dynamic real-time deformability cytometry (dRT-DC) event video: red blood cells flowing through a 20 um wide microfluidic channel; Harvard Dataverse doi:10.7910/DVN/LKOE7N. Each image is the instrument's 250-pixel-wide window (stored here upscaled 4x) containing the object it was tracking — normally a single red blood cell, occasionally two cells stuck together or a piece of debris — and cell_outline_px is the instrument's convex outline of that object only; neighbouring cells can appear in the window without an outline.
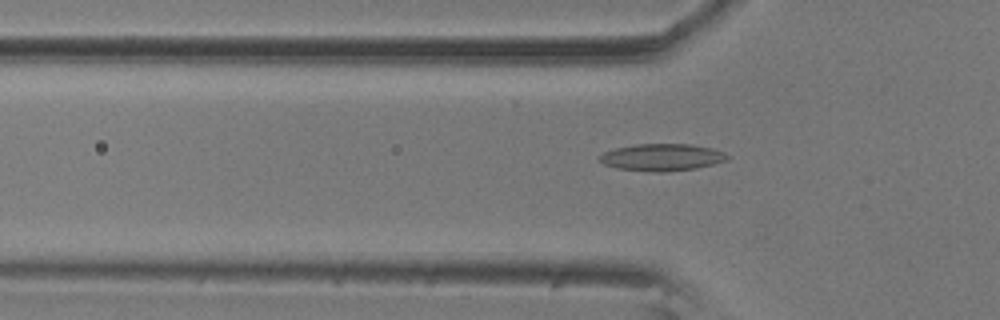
{"species": "common noctule bat (a hibernating species)", "species_latin": "Nyctalus noctula", "temperature_condition": "room temperature", "stored_images_in_passage": 36, "camera_frame_rate_fps": 3000, "um_per_image_px": 0.085, "animal": {"sex": "male", "body_mass_g": 20.5, "forearm_length_mm": 52.5}, "frame": {"image": 1, "passage_image": 8, "time_ms": 2.333, "image_size_px": [1000, 320], "cell_outline_px": [[728, 160], [696, 168], [668, 172], [648, 172], [616, 168], [604, 164], [600, 160], [600, 156], [604, 152], [616, 148], [636, 144], [692, 144], [712, 148], [724, 152], [728, 156]], "centroid_in_image_um": [56.27, 13.37], "position_along_channel_um": 69.5, "area_um2": 20.17}}
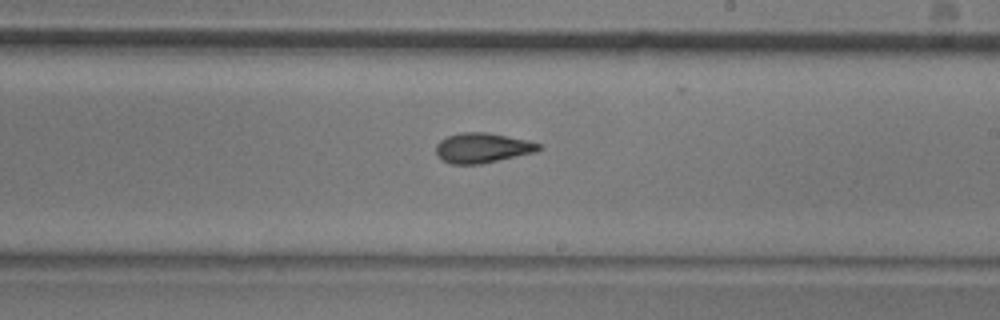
{"frame": {"image": 2, "passage_image": 23, "time_ms": 7.333, "image_size_px": [1000, 320], "cell_outline_px": [[544, 148], [536, 152], [480, 164], [452, 164], [444, 160], [436, 152], [436, 144], [440, 140], [448, 136], [460, 132], [488, 132], [528, 140], [540, 144]], "centroid_in_image_um": [41.04, 12.56], "position_along_channel_um": 248.0, "area_um2": 17.92}}
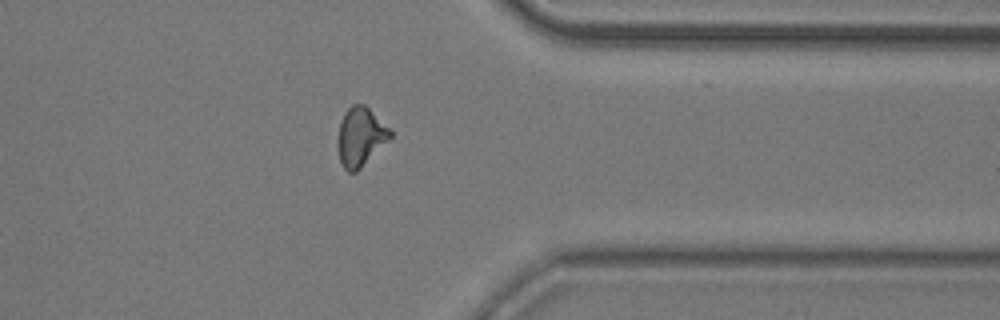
{"frame": {"image": 3, "passage_image": 35, "time_ms": 11.333, "image_size_px": [1000, 320], "cell_outline_px": [[392, 136], [356, 172], [348, 172], [344, 168], [340, 160], [336, 140], [340, 124], [344, 112], [352, 104], [364, 104], [392, 132]], "centroid_in_image_um": [30.6, 11.62], "position_along_channel_um": 380.8, "area_um2": 17.63}}